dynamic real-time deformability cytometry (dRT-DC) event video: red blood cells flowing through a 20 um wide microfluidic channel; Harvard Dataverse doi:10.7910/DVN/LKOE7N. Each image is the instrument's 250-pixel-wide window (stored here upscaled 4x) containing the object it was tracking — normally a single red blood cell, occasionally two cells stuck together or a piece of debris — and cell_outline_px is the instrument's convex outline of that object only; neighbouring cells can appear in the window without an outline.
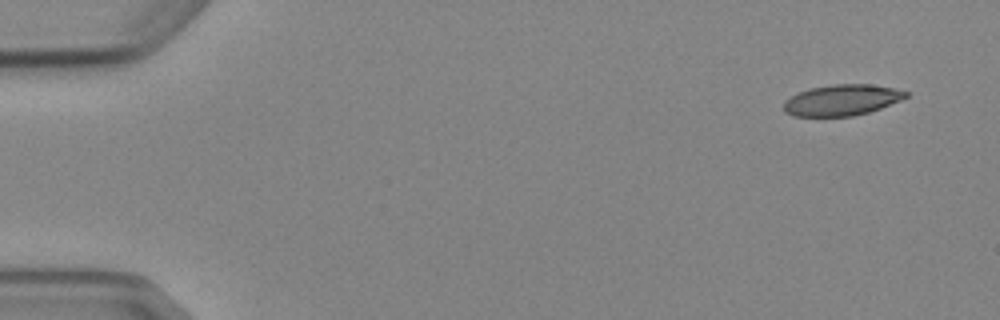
{"species": "Egyptian fruit bat (a non-hibernating species)", "species_latin": "Rousettus aegyptiacus", "temperature_condition": "cold", "stored_images_in_passage": 4, "camera_frame_rate_fps": 3000, "um_per_image_px": 0.085, "animal": {"sex": "female"}, "frame": {"image": 1, "passage_image": 1, "time_ms": 0.0, "image_size_px": [1000, 320], "cell_outline_px": [[908, 96], [900, 100], [880, 108], [868, 112], [852, 116], [796, 116], [784, 112], [784, 100], [808, 88], [832, 84], [872, 84], [892, 88], [908, 92]], "centroid_in_image_um": [71.54, 8.5], "position_along_channel_um": 13.5, "area_um2": 21.91}}
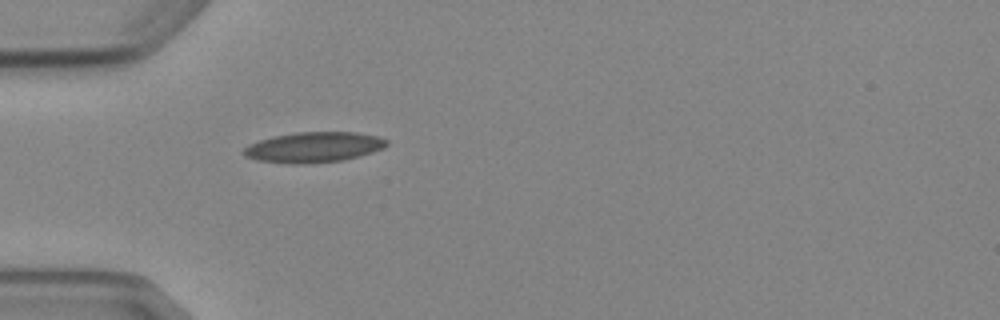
{"frame": {"image": 2, "passage_image": 4, "time_ms": 4.333, "image_size_px": [1000, 320], "cell_outline_px": [[388, 144], [384, 148], [372, 152], [344, 160], [304, 164], [292, 164], [256, 160], [244, 156], [240, 152], [248, 144], [272, 136], [296, 132], [356, 132], [376, 136], [388, 140]], "centroid_in_image_um": [26.63, 12.51], "position_along_channel_um": 58.4, "area_um2": 25.49}}